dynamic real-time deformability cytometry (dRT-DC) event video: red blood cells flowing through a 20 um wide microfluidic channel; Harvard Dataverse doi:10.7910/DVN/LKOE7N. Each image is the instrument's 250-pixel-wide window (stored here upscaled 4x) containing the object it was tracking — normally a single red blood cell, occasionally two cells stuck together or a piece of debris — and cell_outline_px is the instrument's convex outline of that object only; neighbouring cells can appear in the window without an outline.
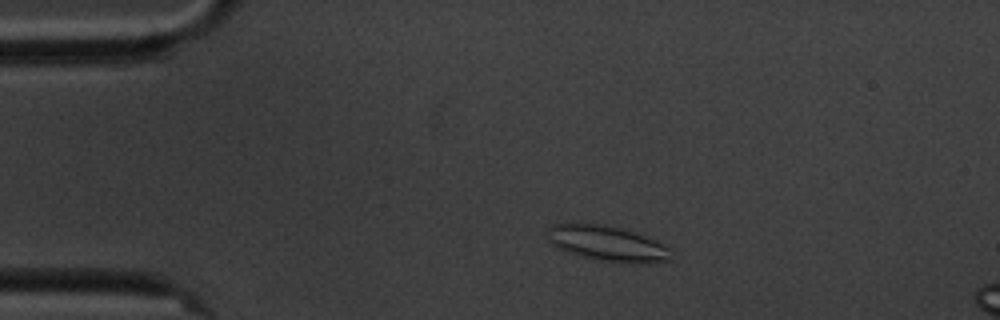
{"species": "common noctule bat (a hibernating species)", "species_latin": "Nyctalus noctula", "temperature_condition": "cold", "stored_images_in_passage": 8, "camera_frame_rate_fps": 3000, "um_per_image_px": 0.085, "animal": {"sex": "male", "body_mass_g": 20.1, "forearm_length_mm": 53.5}, "frame": {"image": 1, "passage_image": 1, "time_ms": 0.0, "image_size_px": [1000, 320], "cell_outline_px": [[672, 248], [668, 260], [636, 264], [596, 260], [580, 256], [568, 252], [552, 244], [548, 240], [548, 228], [552, 224], [596, 224], [620, 228], [648, 236]], "centroid_in_image_um": [51.65, 20.71], "position_along_channel_um": 33.4, "area_um2": 25.32}}
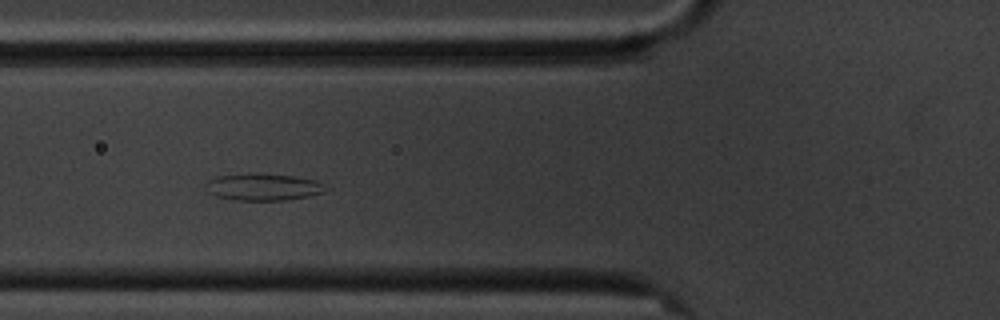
{"frame": {"image": 2, "passage_image": 4, "time_ms": 3.333, "image_size_px": [1000, 320], "cell_outline_px": [[332, 188], [324, 192], [308, 196], [284, 200], [232, 200], [216, 196], [208, 192], [208, 180], [216, 176], [248, 172], [256, 172], [292, 176], [316, 180]], "centroid_in_image_um": [22.4, 15.87], "position_along_channel_um": 103.4, "area_um2": 19.13}}
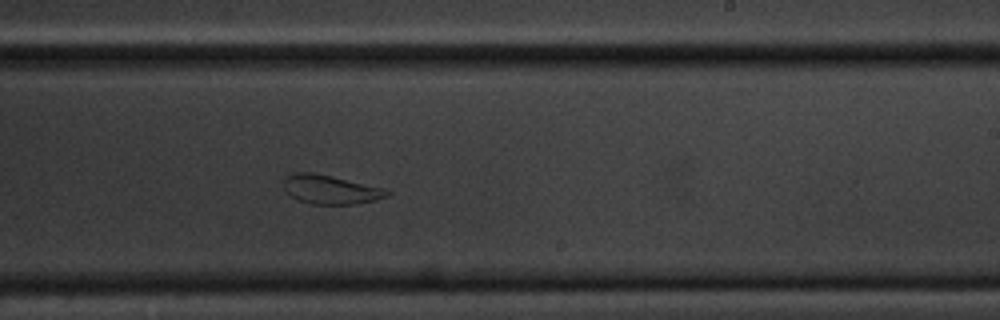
{"frame": {"image": 3, "passage_image": 8, "time_ms": 8.0, "image_size_px": [1000, 320], "cell_outline_px": [[392, 192], [388, 196], [376, 200], [356, 204], [312, 204], [300, 200], [292, 196], [284, 188], [284, 176], [292, 172], [312, 172], [332, 176], [384, 188]], "centroid_in_image_um": [28.1, 16.1], "position_along_channel_um": 260.9, "area_um2": 17.46}}